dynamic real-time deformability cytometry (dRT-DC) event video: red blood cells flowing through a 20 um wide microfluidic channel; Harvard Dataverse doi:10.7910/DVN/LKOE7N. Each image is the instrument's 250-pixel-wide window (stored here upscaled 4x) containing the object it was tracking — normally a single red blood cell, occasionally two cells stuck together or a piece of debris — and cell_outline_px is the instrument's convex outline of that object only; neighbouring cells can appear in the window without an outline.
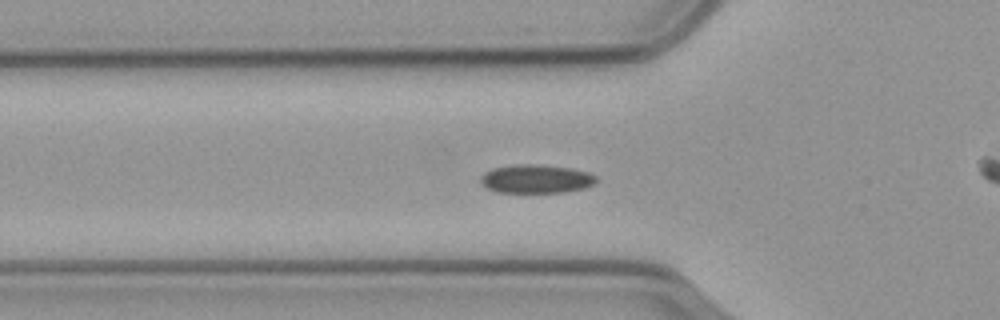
{"species": "common noctule bat (a hibernating species)", "species_latin": "Nyctalus noctula", "temperature_condition": "cold", "stored_images_in_passage": 38, "camera_frame_rate_fps": 3000, "um_per_image_px": 0.085, "animal": {"sex": "male", "body_mass_g": 23.1, "forearm_length_mm": 52.7}, "frame": {"image": 1, "passage_image": 7, "time_ms": 2.0, "image_size_px": [1000, 320], "cell_outline_px": [[596, 184], [584, 188], [564, 192], [496, 192], [488, 188], [480, 180], [480, 176], [484, 172], [492, 168], [516, 164], [536, 164], [568, 168], [588, 172], [596, 176]], "centroid_in_image_um": [45.57, 15.2], "position_along_channel_um": 80.2, "area_um2": 19.19}}
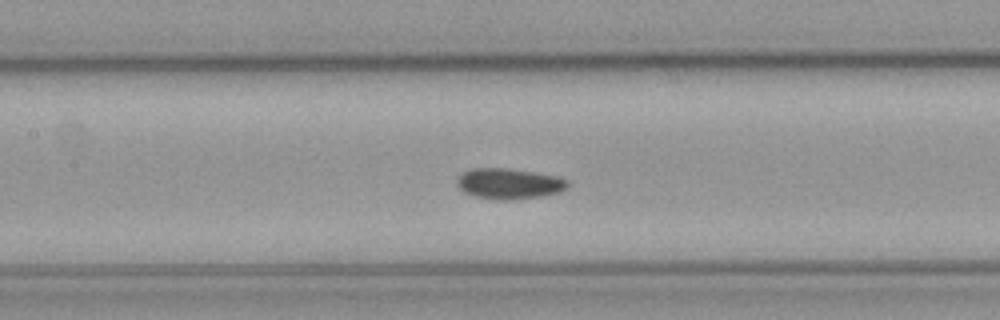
{"frame": {"image": 2, "passage_image": 14, "time_ms": 4.333, "image_size_px": [1000, 320], "cell_outline_px": [[568, 188], [560, 192], [544, 196], [508, 200], [496, 200], [476, 196], [464, 192], [456, 184], [456, 180], [464, 172], [472, 168], [504, 168], [532, 172], [556, 176], [568, 180]], "centroid_in_image_um": [43.28, 15.62], "position_along_channel_um": 164.1, "area_um2": 19.71}}
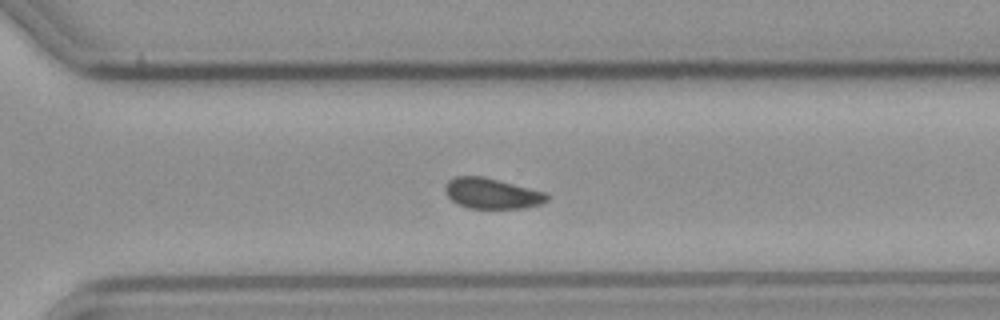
{"frame": {"image": 3, "passage_image": 28, "time_ms": 9.0, "image_size_px": [1000, 320], "cell_outline_px": [[552, 196], [548, 200], [540, 204], [524, 208], [468, 208], [456, 204], [444, 192], [444, 188], [448, 180], [456, 176], [484, 176], [548, 192]], "centroid_in_image_um": [41.84, 16.43], "position_along_channel_um": 328.8, "area_um2": 18.5}, "authors_computed_cell_mechanics": {"area_um2": 18.6116, "velocity_mm_per_s": 3.5461, "shape_relaxation_time_tau1_ms": 6.3802, "shape_relaxation_time_tau2_ms": 10.7829, "deformation_change_tau1": 0.0914, "deformation_change_tau2": 0.1066}}